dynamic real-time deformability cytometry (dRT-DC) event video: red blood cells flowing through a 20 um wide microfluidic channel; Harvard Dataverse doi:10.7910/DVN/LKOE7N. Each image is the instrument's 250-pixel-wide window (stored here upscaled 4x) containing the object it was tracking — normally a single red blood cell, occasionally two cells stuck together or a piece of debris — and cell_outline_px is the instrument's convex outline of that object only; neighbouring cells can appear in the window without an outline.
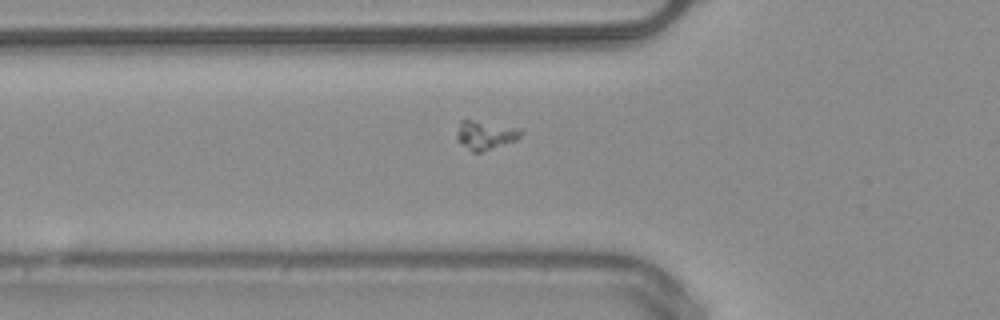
{"species": "common noctule bat (a hibernating species)", "species_latin": "Nyctalus noctula", "temperature_condition": "warm", "stored_images_in_passage": 52, "segment_of_instrument_passage": [1, 2], "camera_frame_rate_fps": 3000, "um_per_image_px": 0.085, "animal": {"sex": "male", "body_mass_g": 20.4}, "frame": {"image": 1, "passage_image": 19, "time_ms": 6.0, "image_size_px": [1000, 320], "cell_outline_px": [[524, 132], [516, 140], [480, 152], [472, 152], [456, 140], [456, 132], [460, 120], [472, 120], [524, 128]], "centroid_in_image_um": [41.26, 11.46], "position_along_channel_um": 84.5, "area_um2": 10.87}}
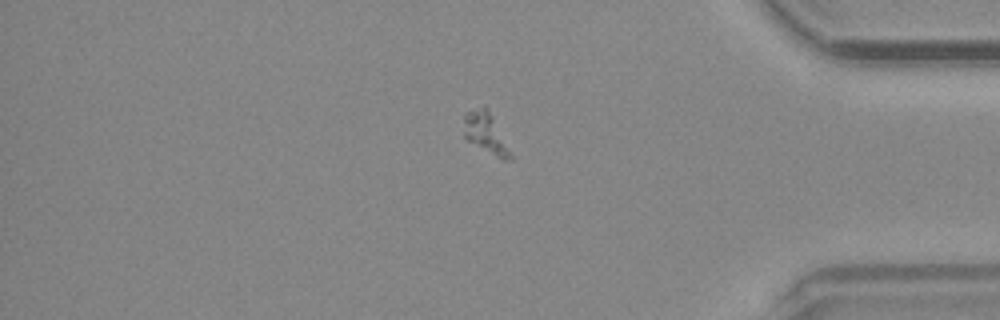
{"frame": {"image": 2, "passage_image": 44, "time_ms": 14.333, "image_size_px": [1000, 320], "cell_outline_px": [[512, 160], [504, 160], [468, 140], [464, 136], [464, 112], [484, 108], [488, 108], [512, 156]], "centroid_in_image_um": [41.26, 11.3], "position_along_channel_um": 393.9, "area_um2": 10.35}}